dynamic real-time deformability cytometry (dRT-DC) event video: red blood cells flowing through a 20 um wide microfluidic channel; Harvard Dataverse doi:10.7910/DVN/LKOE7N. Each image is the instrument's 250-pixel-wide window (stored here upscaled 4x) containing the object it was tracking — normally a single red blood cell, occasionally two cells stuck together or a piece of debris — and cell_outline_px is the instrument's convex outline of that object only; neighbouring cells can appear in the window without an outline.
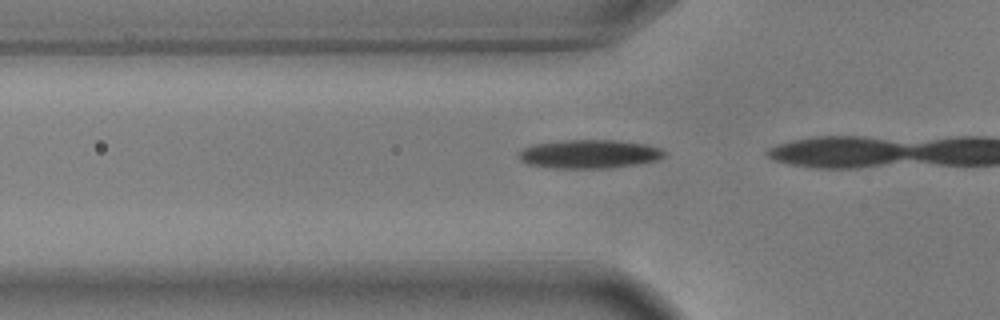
{"species": "common noctule bat (a hibernating species)", "species_latin": "Nyctalus noctula", "temperature_condition": "warm", "stored_images_in_passage": 4, "camera_frame_rate_fps": 3000, "um_per_image_px": 0.085, "animal": {"sex": "male", "body_mass_g": 17.9, "forearm_length_mm": 54.2}, "frame": {"image": 1, "passage_image": 2, "time_ms": 0.333, "image_size_px": [1000, 320], "cell_outline_px": [[668, 152], [664, 156], [656, 160], [632, 164], [604, 168], [544, 168], [528, 164], [520, 160], [516, 156], [524, 148], [532, 144], [564, 140], [616, 140], [644, 144], [660, 148]], "centroid_in_image_um": [50.02, 13.09], "position_along_channel_um": 75.8, "area_um2": 24.28}}